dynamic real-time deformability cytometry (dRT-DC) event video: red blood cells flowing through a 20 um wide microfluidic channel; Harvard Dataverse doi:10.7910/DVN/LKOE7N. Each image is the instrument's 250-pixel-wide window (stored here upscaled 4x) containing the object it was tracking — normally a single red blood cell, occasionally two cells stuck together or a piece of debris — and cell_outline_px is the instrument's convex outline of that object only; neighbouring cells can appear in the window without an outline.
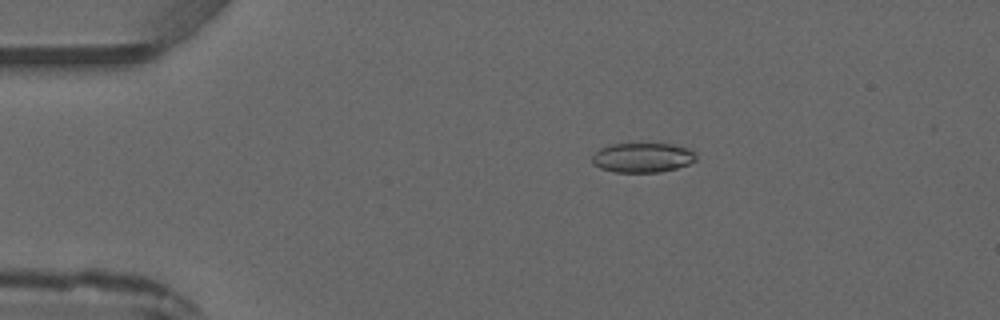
{"species": "common noctule bat (a hibernating species)", "species_latin": "Nyctalus noctula", "temperature_condition": "warm", "stored_images_in_passage": 3, "camera_frame_rate_fps": 3000, "um_per_image_px": 0.085, "animal": {"sex": "male", "forearm_length_mm": 52.5}, "frame": {"image": 1, "passage_image": 2, "time_ms": 1.0, "image_size_px": [1000, 320], "cell_outline_px": [[696, 160], [688, 164], [676, 168], [660, 172], [616, 172], [600, 168], [592, 164], [592, 156], [600, 148], [608, 144], [672, 144], [688, 148], [696, 152]], "centroid_in_image_um": [54.61, 13.39], "position_along_channel_um": 30.4, "area_um2": 17.98}}